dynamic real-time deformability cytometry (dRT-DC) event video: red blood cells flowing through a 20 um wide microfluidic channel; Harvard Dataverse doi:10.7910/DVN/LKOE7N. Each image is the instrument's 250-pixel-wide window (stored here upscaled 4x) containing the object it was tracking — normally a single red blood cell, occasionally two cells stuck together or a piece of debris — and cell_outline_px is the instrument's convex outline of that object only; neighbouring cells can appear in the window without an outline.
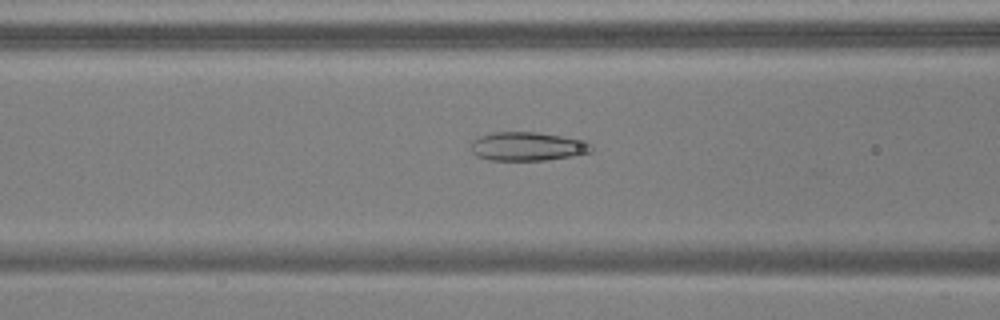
{"species": "common noctule bat (a hibernating species)", "species_latin": "Nyctalus noctula", "temperature_condition": "warm", "stored_images_in_passage": 29, "camera_frame_rate_fps": 3000, "um_per_image_px": 0.085, "animal": {"sex": "male", "body_mass_g": 17.9, "forearm_length_mm": 54.2}, "frame": {"image": 1, "passage_image": 5, "time_ms": 1.333, "image_size_px": [1000, 320], "cell_outline_px": [[592, 152], [572, 156], [544, 160], [488, 160], [476, 156], [472, 152], [472, 140], [476, 136], [492, 132], [536, 132], [588, 140], [592, 144]], "centroid_in_image_um": [44.84, 12.43], "position_along_channel_um": 121.8, "area_um2": 20.46}}
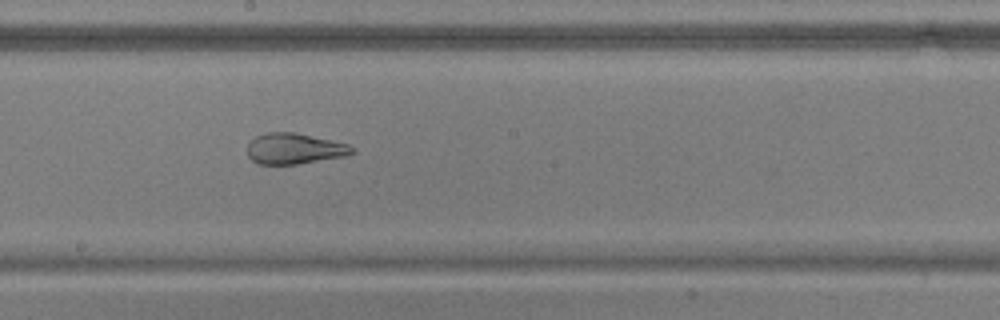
{"frame": {"image": 2, "passage_image": 13, "time_ms": 4.0, "image_size_px": [1000, 320], "cell_outline_px": [[356, 152], [348, 156], [296, 164], [256, 164], [248, 156], [248, 140], [256, 136], [268, 132], [296, 132], [348, 144], [356, 148]], "centroid_in_image_um": [25.04, 12.63], "position_along_channel_um": 223.2, "area_um2": 19.07}}
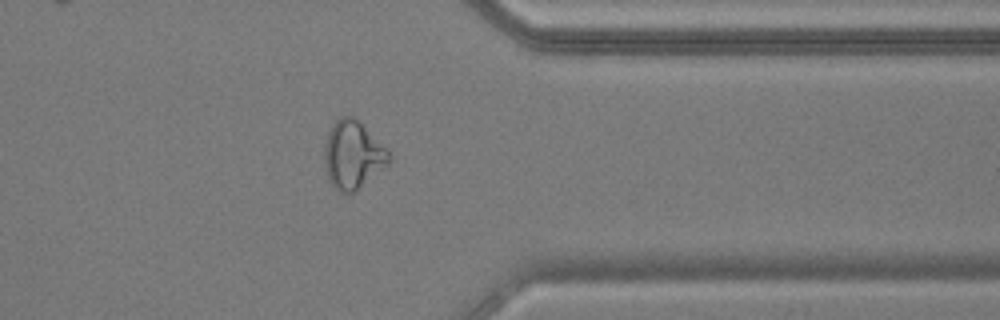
{"frame": {"image": 3, "passage_image": 26, "time_ms": 8.333, "image_size_px": [1000, 320], "cell_outline_px": [[392, 160], [388, 164], [352, 192], [340, 192], [332, 184], [328, 176], [324, 160], [324, 144], [328, 132], [332, 124], [340, 116], [352, 116], [388, 148], [392, 156]], "centroid_in_image_um": [30.0, 13.12], "position_along_channel_um": 381.4, "area_um2": 25.14}, "authors_computed_cell_mechanics": {"area_um2": 19.7676, "velocity_mm_per_s": 3.8125, "shape_relaxation_time_tau1_ms": null, "shape_relaxation_time_tau2_ms": 1.149, "deformation_change_tau1": null, "deformation_change_tau2": 0.0904}}